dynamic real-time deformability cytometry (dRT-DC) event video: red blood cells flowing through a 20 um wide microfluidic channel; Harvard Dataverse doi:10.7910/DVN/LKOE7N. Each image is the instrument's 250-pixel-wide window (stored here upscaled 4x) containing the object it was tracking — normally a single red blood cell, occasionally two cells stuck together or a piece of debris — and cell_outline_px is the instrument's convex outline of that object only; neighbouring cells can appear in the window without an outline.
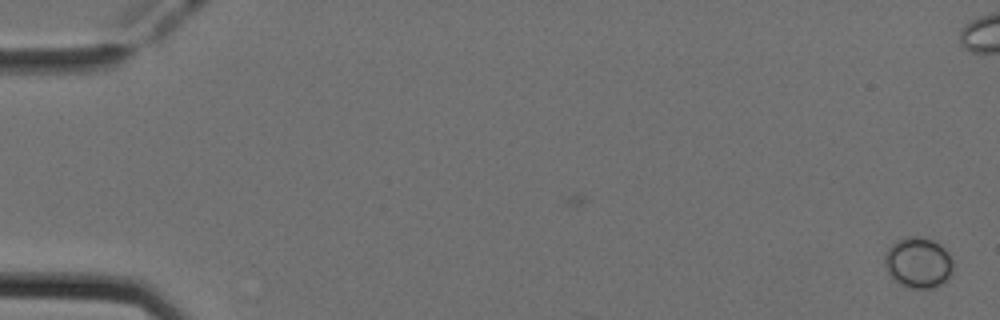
{"species": "Egyptian fruit bat (a non-hibernating species)", "species_latin": "Rousettus aegyptiacus", "temperature_condition": "cold", "stored_images_in_passage": 7, "camera_frame_rate_fps": 3000, "um_per_image_px": 0.085, "animal": {"sex": "female"}, "frame": {"image": 1, "passage_image": 1, "time_ms": 0.0, "image_size_px": [1000, 320], "cell_outline_px": [[952, 276], [948, 280], [932, 288], [908, 288], [900, 284], [888, 272], [884, 264], [884, 256], [888, 248], [896, 240], [908, 236], [916, 236], [932, 240], [940, 244], [948, 252], [952, 260]], "centroid_in_image_um": [78.06, 22.32], "position_along_channel_um": 6.9, "area_um2": 20.29}}